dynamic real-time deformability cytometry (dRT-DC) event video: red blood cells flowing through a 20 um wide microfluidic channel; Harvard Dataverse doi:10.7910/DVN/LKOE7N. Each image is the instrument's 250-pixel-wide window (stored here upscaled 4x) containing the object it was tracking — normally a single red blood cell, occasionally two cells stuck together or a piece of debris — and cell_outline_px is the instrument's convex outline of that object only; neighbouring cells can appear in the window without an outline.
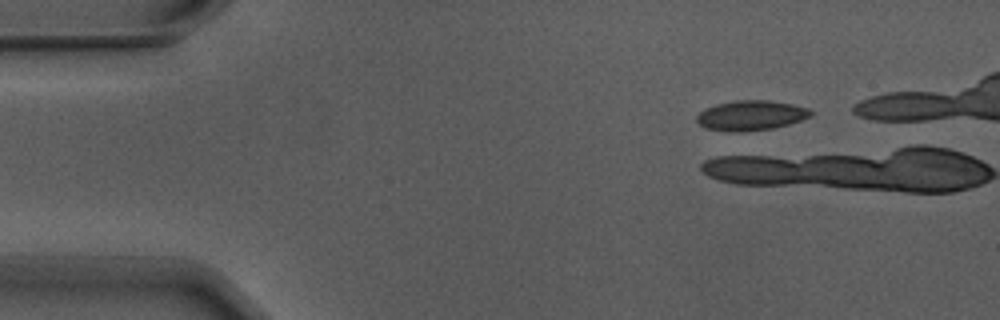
{"species": "Egyptian fruit bat (a non-hibernating species)", "species_latin": "Rousettus aegyptiacus", "temperature_condition": "warm", "stored_images_in_passage": 1, "camera_frame_rate_fps": 3000, "um_per_image_px": 0.085, "animal": {"sex": "male"}, "frame": {"image": 1, "passage_image": 1, "time_ms": 0.0, "image_size_px": [1000, 320], "cell_outline_px": [[812, 116], [788, 124], [772, 128], [740, 132], [728, 132], [704, 128], [696, 120], [696, 116], [704, 108], [716, 104], [732, 100], [768, 100], [792, 104], [808, 108], [812, 112]], "centroid_in_image_um": [63.79, 9.81], "position_along_channel_um": 21.2, "area_um2": 20.0}}